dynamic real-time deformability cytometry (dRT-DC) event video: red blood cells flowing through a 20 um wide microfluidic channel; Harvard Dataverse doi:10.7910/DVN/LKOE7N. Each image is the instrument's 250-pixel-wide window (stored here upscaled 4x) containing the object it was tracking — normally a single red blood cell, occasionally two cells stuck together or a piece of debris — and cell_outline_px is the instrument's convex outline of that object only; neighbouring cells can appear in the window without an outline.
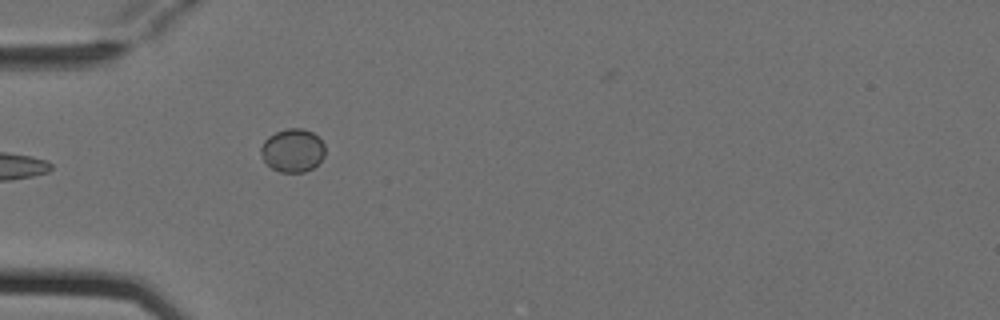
{"species": "Egyptian fruit bat (a non-hibernating species)", "species_latin": "Rousettus aegyptiacus", "temperature_condition": "cold", "stored_images_in_passage": 6, "camera_frame_rate_fps": 3000, "um_per_image_px": 0.085, "animal": {"sex": "female"}, "frame": {"image": 1, "passage_image": 5, "time_ms": 1.333, "image_size_px": [1000, 320], "cell_outline_px": [[324, 156], [312, 168], [304, 172], [280, 172], [272, 168], [264, 160], [260, 152], [260, 148], [264, 140], [268, 136], [276, 132], [288, 128], [304, 128], [312, 132], [324, 144]], "centroid_in_image_um": [24.86, 12.77], "position_along_channel_um": 60.1, "area_um2": 16.07}}
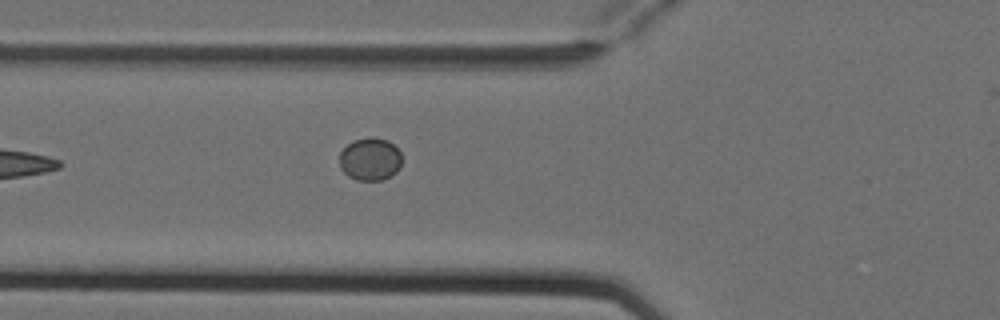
{"frame": {"image": 2, "passage_image": 6, "time_ms": 1.667, "image_size_px": [1000, 320], "cell_outline_px": [[400, 168], [396, 172], [380, 180], [356, 180], [348, 176], [340, 168], [340, 152], [348, 144], [356, 140], [388, 140], [400, 152]], "centroid_in_image_um": [31.44, 13.58], "position_along_channel_um": 94.4, "area_um2": 14.91}}